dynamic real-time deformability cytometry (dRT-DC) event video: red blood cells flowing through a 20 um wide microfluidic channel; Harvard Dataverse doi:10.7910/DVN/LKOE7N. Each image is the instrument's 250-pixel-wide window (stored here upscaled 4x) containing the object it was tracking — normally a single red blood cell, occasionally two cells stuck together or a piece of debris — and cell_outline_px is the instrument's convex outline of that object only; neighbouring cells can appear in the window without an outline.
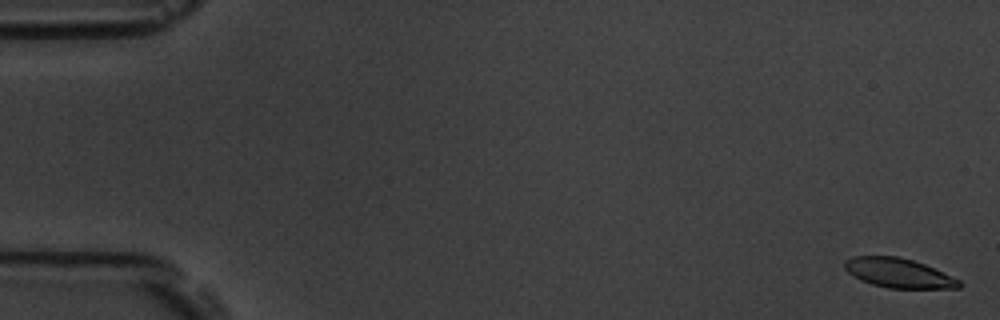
{"species": "common noctule bat (a hibernating species)", "species_latin": "Nyctalus noctula", "temperature_condition": "room temperature", "stored_images_in_passage": 7, "camera_frame_rate_fps": 3000, "um_per_image_px": 0.085, "animal": {"sex": "male", "body_mass_g": 19.5, "forearm_length_mm": 54.6}, "frame": {"image": 1, "passage_image": 1, "time_ms": 0.0, "image_size_px": [1000, 320], "cell_outline_px": [[960, 288], [888, 288], [872, 284], [860, 280], [848, 272], [844, 268], [844, 260], [852, 256], [900, 256], [924, 264], [960, 280]], "centroid_in_image_um": [76.33, 23.2], "position_along_channel_um": 8.7, "area_um2": 19.54}}
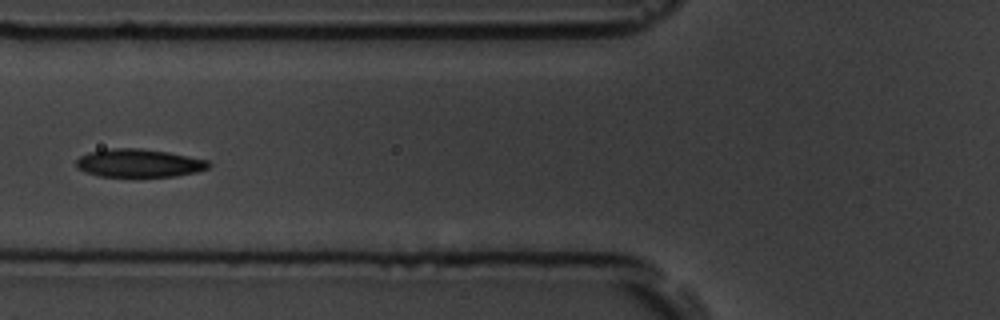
{"frame": {"image": 2, "passage_image": 7, "time_ms": 7.0, "image_size_px": [1000, 320], "cell_outline_px": [[212, 164], [208, 168], [196, 172], [176, 176], [100, 176], [84, 172], [76, 168], [76, 160], [80, 156], [88, 152], [112, 148], [140, 148], [168, 152], [208, 160]], "centroid_in_image_um": [11.8, 13.86], "position_along_channel_um": 114.0, "area_um2": 21.73}}